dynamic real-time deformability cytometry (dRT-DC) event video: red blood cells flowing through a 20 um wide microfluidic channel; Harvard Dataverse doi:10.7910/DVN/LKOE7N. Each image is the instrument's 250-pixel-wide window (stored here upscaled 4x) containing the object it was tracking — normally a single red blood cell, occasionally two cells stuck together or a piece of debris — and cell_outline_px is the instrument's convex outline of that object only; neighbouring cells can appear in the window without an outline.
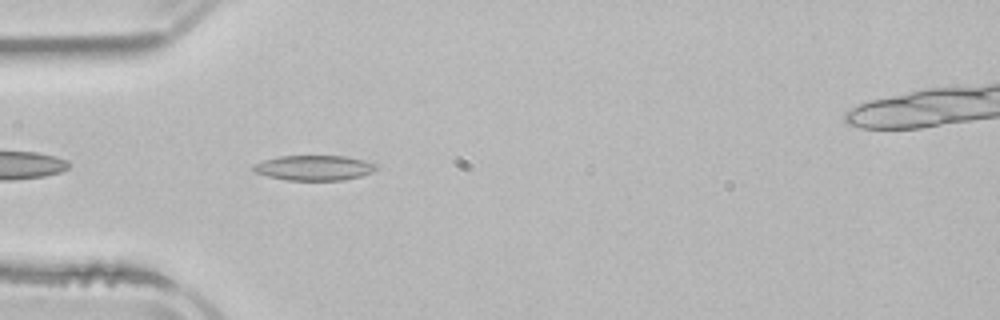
{"species": "common noctule bat (a hibernating species)", "species_latin": "Nyctalus noctula", "temperature_condition": "room temperature", "stored_images_in_passage": 4, "camera_frame_rate_fps": 3000, "um_per_image_px": 0.085, "animal": {"sex": "male", "body_mass_g": 21.5, "forearm_length_mm": 52.0}, "frame": {"image": 1, "passage_image": 4, "time_ms": 4.0, "image_size_px": [1000, 320], "cell_outline_px": [[376, 168], [372, 172], [360, 176], [344, 180], [288, 180], [268, 176], [256, 172], [252, 168], [252, 164], [264, 160], [280, 156], [344, 156], [364, 160], [376, 164]], "centroid_in_image_um": [26.69, 14.26], "position_along_channel_um": 58.3, "area_um2": 17.8}}